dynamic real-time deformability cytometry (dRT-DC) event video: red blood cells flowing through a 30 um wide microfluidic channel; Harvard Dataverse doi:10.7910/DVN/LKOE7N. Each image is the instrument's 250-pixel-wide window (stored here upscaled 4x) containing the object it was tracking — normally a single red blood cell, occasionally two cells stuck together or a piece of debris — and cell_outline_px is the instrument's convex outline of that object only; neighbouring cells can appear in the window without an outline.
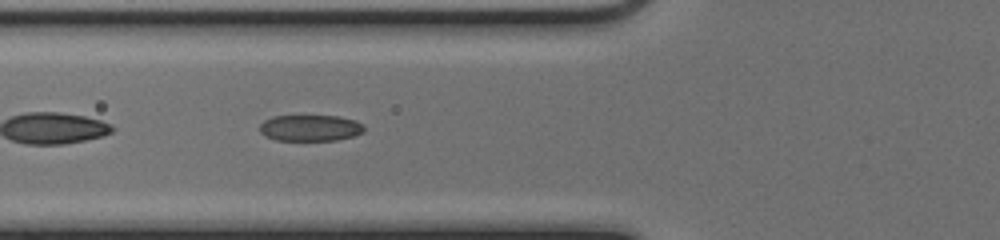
{"species": "common noctule bat (a hibernating species)", "species_latin": "Nyctalus noctula", "temperature_condition": "cold", "stored_images_in_passage": 51, "segment_of_instrument_passage": [2, 2], "camera_frame_rate_fps": 3000, "um_per_image_px": 0.085, "animal": {"sex": "female", "body_mass_g": 17.0, "forearm_length_mm": 48.0}, "frame": {"image": 1, "passage_image": 21, "time_ms": 6.667, "image_size_px": [1000, 240], "cell_outline_px": [[364, 132], [352, 136], [336, 140], [276, 140], [264, 136], [260, 132], [260, 124], [264, 120], [272, 116], [340, 116], [356, 120], [364, 124]], "centroid_in_image_um": [26.37, 10.87], "position_along_channel_um": 99.4, "area_um2": 16.07}}
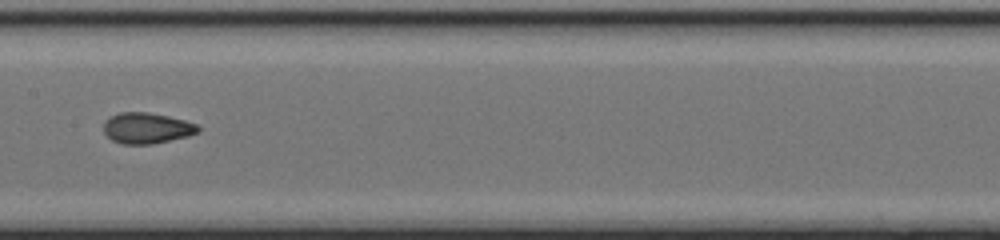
{"frame": {"image": 2, "passage_image": 28, "time_ms": 9.0, "image_size_px": [1000, 240], "cell_outline_px": [[200, 132], [188, 136], [152, 144], [124, 144], [112, 140], [104, 132], [104, 120], [108, 116], [120, 112], [148, 112], [168, 116], [184, 120], [196, 124], [200, 128]], "centroid_in_image_um": [12.46, 10.88], "position_along_channel_um": 194.9, "area_um2": 17.05}}
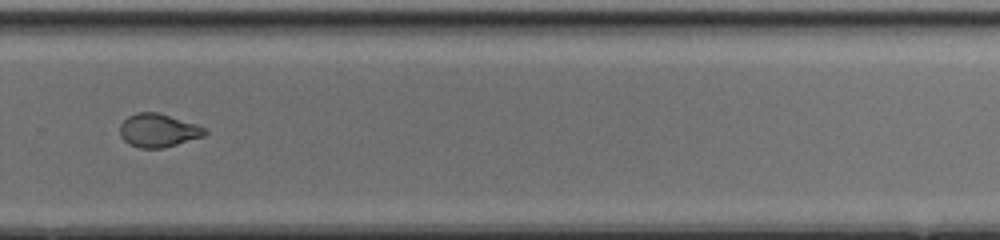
{"frame": {"image": 3, "passage_image": 37, "time_ms": 12.0, "image_size_px": [1000, 240], "cell_outline_px": [[208, 132], [204, 136], [164, 148], [140, 148], [128, 144], [120, 136], [120, 124], [128, 116], [136, 112], [160, 112], [208, 128]], "centroid_in_image_um": [13.46, 11.08], "position_along_channel_um": 316.3, "area_um2": 16.76}}